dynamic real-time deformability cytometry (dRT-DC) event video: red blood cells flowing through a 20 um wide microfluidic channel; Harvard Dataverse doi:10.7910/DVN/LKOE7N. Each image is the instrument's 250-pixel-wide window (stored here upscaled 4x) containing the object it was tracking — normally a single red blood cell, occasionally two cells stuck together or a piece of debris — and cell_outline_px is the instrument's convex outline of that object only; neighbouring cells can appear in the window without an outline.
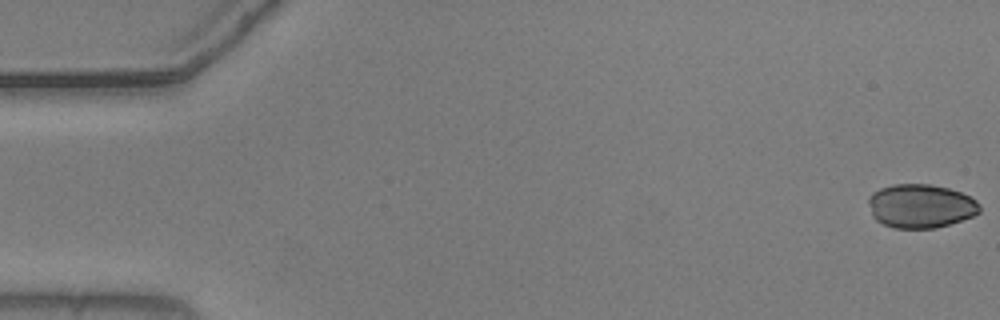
{"species": "common noctule bat (a hibernating species)", "species_latin": "Nyctalus noctula", "temperature_condition": "warm", "stored_images_in_passage": 55, "camera_frame_rate_fps": 3000, "um_per_image_px": 0.085, "animal": {"sex": "male", "body_mass_g": 20.5, "forearm_length_mm": 52.5}, "frame": {"image": 1, "passage_image": 1, "time_ms": 0.0, "image_size_px": [1000, 320], "cell_outline_px": [[980, 212], [972, 216], [936, 228], [896, 228], [884, 224], [876, 220], [872, 216], [868, 204], [868, 196], [872, 192], [880, 188], [892, 184], [928, 184], [948, 188], [972, 196], [980, 204]], "centroid_in_image_um": [78.24, 17.5], "position_along_channel_um": 6.8, "area_um2": 28.5}}
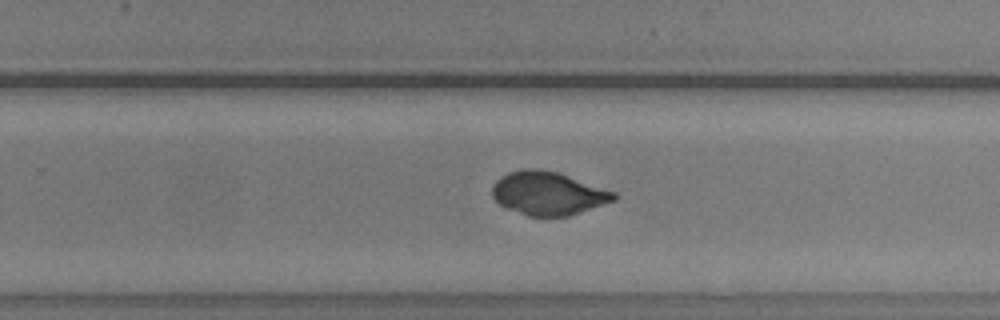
{"frame": {"image": 2, "passage_image": 35, "time_ms": 11.333, "image_size_px": [1000, 320], "cell_outline_px": [[616, 200], [568, 216], [528, 216], [504, 208], [492, 196], [492, 188], [496, 180], [500, 176], [508, 172], [520, 168], [536, 168], [556, 172], [616, 192]], "centroid_in_image_um": [46.54, 16.43], "position_along_channel_um": 283.3, "area_um2": 30.69}}
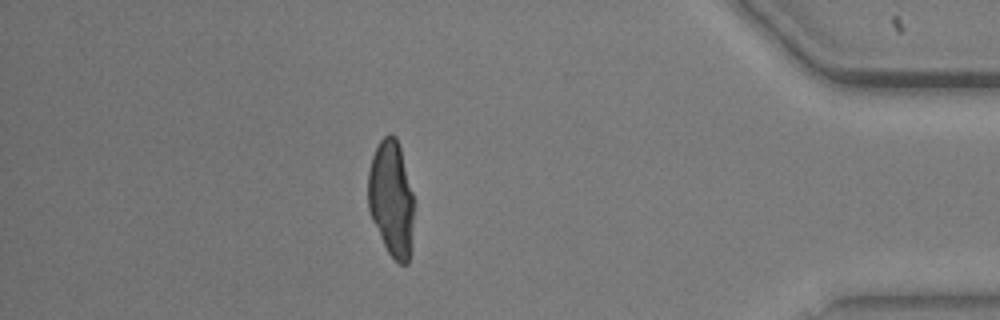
{"frame": {"image": 3, "passage_image": 48, "time_ms": 15.667, "image_size_px": [1000, 320], "cell_outline_px": [[416, 204], [408, 264], [400, 264], [388, 252], [372, 220], [368, 208], [368, 172], [372, 156], [380, 140], [384, 136], [392, 132], [396, 136], [400, 148]], "centroid_in_image_um": [33.28, 16.86], "position_along_channel_um": 401.9, "area_um2": 31.27}}